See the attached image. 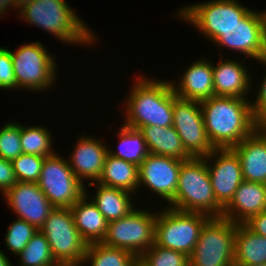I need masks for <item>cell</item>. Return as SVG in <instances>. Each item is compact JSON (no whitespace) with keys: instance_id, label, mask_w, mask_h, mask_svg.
Listing matches in <instances>:
<instances>
[{"instance_id":"19","label":"cell","mask_w":266,"mask_h":266,"mask_svg":"<svg viewBox=\"0 0 266 266\" xmlns=\"http://www.w3.org/2000/svg\"><path fill=\"white\" fill-rule=\"evenodd\" d=\"M266 211V184L244 181L223 208L222 217L236 224L246 222L251 216Z\"/></svg>"},{"instance_id":"39","label":"cell","mask_w":266,"mask_h":266,"mask_svg":"<svg viewBox=\"0 0 266 266\" xmlns=\"http://www.w3.org/2000/svg\"><path fill=\"white\" fill-rule=\"evenodd\" d=\"M11 7L15 9L14 0H0V16L3 17L6 11Z\"/></svg>"},{"instance_id":"22","label":"cell","mask_w":266,"mask_h":266,"mask_svg":"<svg viewBox=\"0 0 266 266\" xmlns=\"http://www.w3.org/2000/svg\"><path fill=\"white\" fill-rule=\"evenodd\" d=\"M87 192L85 190V194L71 206L70 210L77 230L89 245L91 243H100L104 240L108 221L98 210L97 206L88 199Z\"/></svg>"},{"instance_id":"42","label":"cell","mask_w":266,"mask_h":266,"mask_svg":"<svg viewBox=\"0 0 266 266\" xmlns=\"http://www.w3.org/2000/svg\"><path fill=\"white\" fill-rule=\"evenodd\" d=\"M252 266H266V264H258V265H252Z\"/></svg>"},{"instance_id":"38","label":"cell","mask_w":266,"mask_h":266,"mask_svg":"<svg viewBox=\"0 0 266 266\" xmlns=\"http://www.w3.org/2000/svg\"><path fill=\"white\" fill-rule=\"evenodd\" d=\"M244 224L251 231L266 237V211L251 216Z\"/></svg>"},{"instance_id":"24","label":"cell","mask_w":266,"mask_h":266,"mask_svg":"<svg viewBox=\"0 0 266 266\" xmlns=\"http://www.w3.org/2000/svg\"><path fill=\"white\" fill-rule=\"evenodd\" d=\"M266 264V237L251 231L244 223L237 224L234 266Z\"/></svg>"},{"instance_id":"40","label":"cell","mask_w":266,"mask_h":266,"mask_svg":"<svg viewBox=\"0 0 266 266\" xmlns=\"http://www.w3.org/2000/svg\"><path fill=\"white\" fill-rule=\"evenodd\" d=\"M0 266H12L8 257L0 250Z\"/></svg>"},{"instance_id":"30","label":"cell","mask_w":266,"mask_h":266,"mask_svg":"<svg viewBox=\"0 0 266 266\" xmlns=\"http://www.w3.org/2000/svg\"><path fill=\"white\" fill-rule=\"evenodd\" d=\"M17 256L20 266H60L52 256L46 237L39 230Z\"/></svg>"},{"instance_id":"15","label":"cell","mask_w":266,"mask_h":266,"mask_svg":"<svg viewBox=\"0 0 266 266\" xmlns=\"http://www.w3.org/2000/svg\"><path fill=\"white\" fill-rule=\"evenodd\" d=\"M183 160L148 154L139 168V187L147 186L152 193L170 203L177 191L178 177Z\"/></svg>"},{"instance_id":"16","label":"cell","mask_w":266,"mask_h":266,"mask_svg":"<svg viewBox=\"0 0 266 266\" xmlns=\"http://www.w3.org/2000/svg\"><path fill=\"white\" fill-rule=\"evenodd\" d=\"M3 196L17 218L25 220L38 230L55 208L37 183L17 182Z\"/></svg>"},{"instance_id":"27","label":"cell","mask_w":266,"mask_h":266,"mask_svg":"<svg viewBox=\"0 0 266 266\" xmlns=\"http://www.w3.org/2000/svg\"><path fill=\"white\" fill-rule=\"evenodd\" d=\"M117 151L108 149V154L139 166L149 154L143 134L136 129L122 125L118 131Z\"/></svg>"},{"instance_id":"18","label":"cell","mask_w":266,"mask_h":266,"mask_svg":"<svg viewBox=\"0 0 266 266\" xmlns=\"http://www.w3.org/2000/svg\"><path fill=\"white\" fill-rule=\"evenodd\" d=\"M238 156L244 181L266 184V126L231 148Z\"/></svg>"},{"instance_id":"8","label":"cell","mask_w":266,"mask_h":266,"mask_svg":"<svg viewBox=\"0 0 266 266\" xmlns=\"http://www.w3.org/2000/svg\"><path fill=\"white\" fill-rule=\"evenodd\" d=\"M251 10L237 0H211L182 7L176 14L214 42Z\"/></svg>"},{"instance_id":"13","label":"cell","mask_w":266,"mask_h":266,"mask_svg":"<svg viewBox=\"0 0 266 266\" xmlns=\"http://www.w3.org/2000/svg\"><path fill=\"white\" fill-rule=\"evenodd\" d=\"M213 43L256 61L266 57V11L251 10L238 24L228 28Z\"/></svg>"},{"instance_id":"14","label":"cell","mask_w":266,"mask_h":266,"mask_svg":"<svg viewBox=\"0 0 266 266\" xmlns=\"http://www.w3.org/2000/svg\"><path fill=\"white\" fill-rule=\"evenodd\" d=\"M205 161L216 201L224 208L243 182L239 158L231 148L214 149Z\"/></svg>"},{"instance_id":"32","label":"cell","mask_w":266,"mask_h":266,"mask_svg":"<svg viewBox=\"0 0 266 266\" xmlns=\"http://www.w3.org/2000/svg\"><path fill=\"white\" fill-rule=\"evenodd\" d=\"M37 232L38 229L35 226L17 218L6 231L5 245L10 252L18 255Z\"/></svg>"},{"instance_id":"33","label":"cell","mask_w":266,"mask_h":266,"mask_svg":"<svg viewBox=\"0 0 266 266\" xmlns=\"http://www.w3.org/2000/svg\"><path fill=\"white\" fill-rule=\"evenodd\" d=\"M45 158L37 155L20 154L11 161L18 182L37 183Z\"/></svg>"},{"instance_id":"5","label":"cell","mask_w":266,"mask_h":266,"mask_svg":"<svg viewBox=\"0 0 266 266\" xmlns=\"http://www.w3.org/2000/svg\"><path fill=\"white\" fill-rule=\"evenodd\" d=\"M39 231L60 266H81L88 243L77 230L70 208H54Z\"/></svg>"},{"instance_id":"29","label":"cell","mask_w":266,"mask_h":266,"mask_svg":"<svg viewBox=\"0 0 266 266\" xmlns=\"http://www.w3.org/2000/svg\"><path fill=\"white\" fill-rule=\"evenodd\" d=\"M52 135L47 127L20 125V140L23 154L49 157L55 153L52 150Z\"/></svg>"},{"instance_id":"35","label":"cell","mask_w":266,"mask_h":266,"mask_svg":"<svg viewBox=\"0 0 266 266\" xmlns=\"http://www.w3.org/2000/svg\"><path fill=\"white\" fill-rule=\"evenodd\" d=\"M0 88L17 89L10 49L0 47Z\"/></svg>"},{"instance_id":"6","label":"cell","mask_w":266,"mask_h":266,"mask_svg":"<svg viewBox=\"0 0 266 266\" xmlns=\"http://www.w3.org/2000/svg\"><path fill=\"white\" fill-rule=\"evenodd\" d=\"M209 215L165 207L156 216L155 244L190 256Z\"/></svg>"},{"instance_id":"21","label":"cell","mask_w":266,"mask_h":266,"mask_svg":"<svg viewBox=\"0 0 266 266\" xmlns=\"http://www.w3.org/2000/svg\"><path fill=\"white\" fill-rule=\"evenodd\" d=\"M219 60L218 65L212 64L214 96L237 97L245 96L252 91L251 77L242 62L226 59ZM249 91V92H248Z\"/></svg>"},{"instance_id":"3","label":"cell","mask_w":266,"mask_h":266,"mask_svg":"<svg viewBox=\"0 0 266 266\" xmlns=\"http://www.w3.org/2000/svg\"><path fill=\"white\" fill-rule=\"evenodd\" d=\"M71 8L66 0H32L19 10V15L64 43L92 45L96 35Z\"/></svg>"},{"instance_id":"2","label":"cell","mask_w":266,"mask_h":266,"mask_svg":"<svg viewBox=\"0 0 266 266\" xmlns=\"http://www.w3.org/2000/svg\"><path fill=\"white\" fill-rule=\"evenodd\" d=\"M124 106V125L140 130L144 126L168 127L173 124L174 91L170 80L139 76Z\"/></svg>"},{"instance_id":"26","label":"cell","mask_w":266,"mask_h":266,"mask_svg":"<svg viewBox=\"0 0 266 266\" xmlns=\"http://www.w3.org/2000/svg\"><path fill=\"white\" fill-rule=\"evenodd\" d=\"M97 183L134 194L138 191L139 168L134 163L107 154Z\"/></svg>"},{"instance_id":"23","label":"cell","mask_w":266,"mask_h":266,"mask_svg":"<svg viewBox=\"0 0 266 266\" xmlns=\"http://www.w3.org/2000/svg\"><path fill=\"white\" fill-rule=\"evenodd\" d=\"M145 139L150 154L174 157L180 160L191 159L173 126H144L139 130Z\"/></svg>"},{"instance_id":"7","label":"cell","mask_w":266,"mask_h":266,"mask_svg":"<svg viewBox=\"0 0 266 266\" xmlns=\"http://www.w3.org/2000/svg\"><path fill=\"white\" fill-rule=\"evenodd\" d=\"M237 224L224 217H210L203 225L189 266H234Z\"/></svg>"},{"instance_id":"4","label":"cell","mask_w":266,"mask_h":266,"mask_svg":"<svg viewBox=\"0 0 266 266\" xmlns=\"http://www.w3.org/2000/svg\"><path fill=\"white\" fill-rule=\"evenodd\" d=\"M168 207L184 212H200L221 217L223 207L216 201L205 157L183 160L177 191Z\"/></svg>"},{"instance_id":"34","label":"cell","mask_w":266,"mask_h":266,"mask_svg":"<svg viewBox=\"0 0 266 266\" xmlns=\"http://www.w3.org/2000/svg\"><path fill=\"white\" fill-rule=\"evenodd\" d=\"M22 154L20 140V123H11L3 125L0 130V157L12 161Z\"/></svg>"},{"instance_id":"10","label":"cell","mask_w":266,"mask_h":266,"mask_svg":"<svg viewBox=\"0 0 266 266\" xmlns=\"http://www.w3.org/2000/svg\"><path fill=\"white\" fill-rule=\"evenodd\" d=\"M150 212L135 208L127 216L108 222L102 243L128 250L139 258L155 243L157 213Z\"/></svg>"},{"instance_id":"36","label":"cell","mask_w":266,"mask_h":266,"mask_svg":"<svg viewBox=\"0 0 266 266\" xmlns=\"http://www.w3.org/2000/svg\"><path fill=\"white\" fill-rule=\"evenodd\" d=\"M258 62L263 63L266 65V57L260 59ZM262 84H260L257 97L253 101H251L252 105V112L256 122L260 126H266V74L264 79L261 80Z\"/></svg>"},{"instance_id":"17","label":"cell","mask_w":266,"mask_h":266,"mask_svg":"<svg viewBox=\"0 0 266 266\" xmlns=\"http://www.w3.org/2000/svg\"><path fill=\"white\" fill-rule=\"evenodd\" d=\"M79 137L73 152L69 156V166L75 176L83 183L85 179L94 183L98 182L103 171L108 146L96 137ZM71 158V159H70Z\"/></svg>"},{"instance_id":"11","label":"cell","mask_w":266,"mask_h":266,"mask_svg":"<svg viewBox=\"0 0 266 266\" xmlns=\"http://www.w3.org/2000/svg\"><path fill=\"white\" fill-rule=\"evenodd\" d=\"M63 157L58 153L45 157L37 184L54 207L71 208L85 194L86 187Z\"/></svg>"},{"instance_id":"31","label":"cell","mask_w":266,"mask_h":266,"mask_svg":"<svg viewBox=\"0 0 266 266\" xmlns=\"http://www.w3.org/2000/svg\"><path fill=\"white\" fill-rule=\"evenodd\" d=\"M139 266H189V256L184 253L156 245L138 258Z\"/></svg>"},{"instance_id":"41","label":"cell","mask_w":266,"mask_h":266,"mask_svg":"<svg viewBox=\"0 0 266 266\" xmlns=\"http://www.w3.org/2000/svg\"><path fill=\"white\" fill-rule=\"evenodd\" d=\"M31 1L32 0H14L15 10L17 9L19 11V9H22L25 5H27Z\"/></svg>"},{"instance_id":"9","label":"cell","mask_w":266,"mask_h":266,"mask_svg":"<svg viewBox=\"0 0 266 266\" xmlns=\"http://www.w3.org/2000/svg\"><path fill=\"white\" fill-rule=\"evenodd\" d=\"M45 48L43 44L36 41L24 43L15 52L10 50L18 89L45 92L55 83L57 63L54 60L55 57H52Z\"/></svg>"},{"instance_id":"20","label":"cell","mask_w":266,"mask_h":266,"mask_svg":"<svg viewBox=\"0 0 266 266\" xmlns=\"http://www.w3.org/2000/svg\"><path fill=\"white\" fill-rule=\"evenodd\" d=\"M205 59H199L186 68L180 76L179 84L170 81L178 98L203 101L214 96L213 67Z\"/></svg>"},{"instance_id":"25","label":"cell","mask_w":266,"mask_h":266,"mask_svg":"<svg viewBox=\"0 0 266 266\" xmlns=\"http://www.w3.org/2000/svg\"><path fill=\"white\" fill-rule=\"evenodd\" d=\"M96 187V195L91 201L97 206L105 219L110 222L127 216L135 206L131 203L134 195L122 189L108 187L99 183H87Z\"/></svg>"},{"instance_id":"37","label":"cell","mask_w":266,"mask_h":266,"mask_svg":"<svg viewBox=\"0 0 266 266\" xmlns=\"http://www.w3.org/2000/svg\"><path fill=\"white\" fill-rule=\"evenodd\" d=\"M11 161L0 157V191L4 194L8 189L17 183Z\"/></svg>"},{"instance_id":"28","label":"cell","mask_w":266,"mask_h":266,"mask_svg":"<svg viewBox=\"0 0 266 266\" xmlns=\"http://www.w3.org/2000/svg\"><path fill=\"white\" fill-rule=\"evenodd\" d=\"M86 262H90V266H137L138 258L128 250L100 242L88 245L82 264Z\"/></svg>"},{"instance_id":"12","label":"cell","mask_w":266,"mask_h":266,"mask_svg":"<svg viewBox=\"0 0 266 266\" xmlns=\"http://www.w3.org/2000/svg\"><path fill=\"white\" fill-rule=\"evenodd\" d=\"M172 126L192 157H205L215 149L206 133L200 101L181 99L174 93Z\"/></svg>"},{"instance_id":"1","label":"cell","mask_w":266,"mask_h":266,"mask_svg":"<svg viewBox=\"0 0 266 266\" xmlns=\"http://www.w3.org/2000/svg\"><path fill=\"white\" fill-rule=\"evenodd\" d=\"M200 104L206 133L215 149L233 148L260 126L251 100L213 96Z\"/></svg>"}]
</instances>
